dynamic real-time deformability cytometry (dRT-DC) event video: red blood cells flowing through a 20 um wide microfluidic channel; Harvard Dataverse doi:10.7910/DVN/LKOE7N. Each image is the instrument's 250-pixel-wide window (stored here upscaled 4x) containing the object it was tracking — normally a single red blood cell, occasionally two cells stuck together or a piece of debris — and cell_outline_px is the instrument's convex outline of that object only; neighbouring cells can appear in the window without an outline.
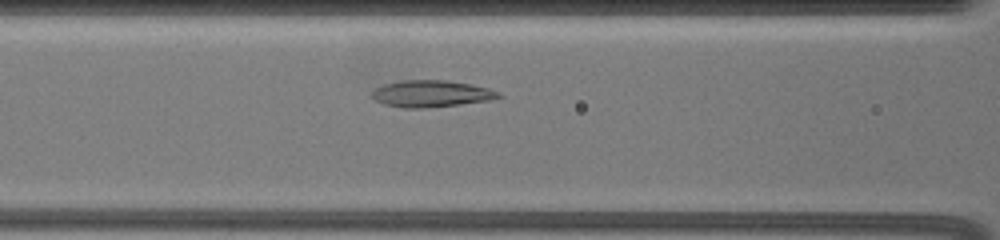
{"species": "common noctule bat (a hibernating species)", "species_latin": "Nyctalus noctula", "temperature_condition": "warm", "stored_images_in_passage": 34, "camera_frame_rate_fps": 3000, "um_per_image_px": 0.085, "animal": {"sex": "female", "body_mass_g": 19.5, "forearm_length_mm": 54.1}, "frame": {"image": 1, "passage_image": 16, "time_ms": 7.667, "image_size_px": [1000, 240], "cell_outline_px": [[504, 96], [488, 100], [460, 104], [424, 108], [404, 108], [384, 104], [368, 96], [376, 88], [384, 84], [400, 80], [444, 80], [468, 84], [488, 88], [500, 92]], "centroid_in_image_um": [36.62, 7.96], "position_along_channel_um": 130.0, "area_um2": 19.65}}
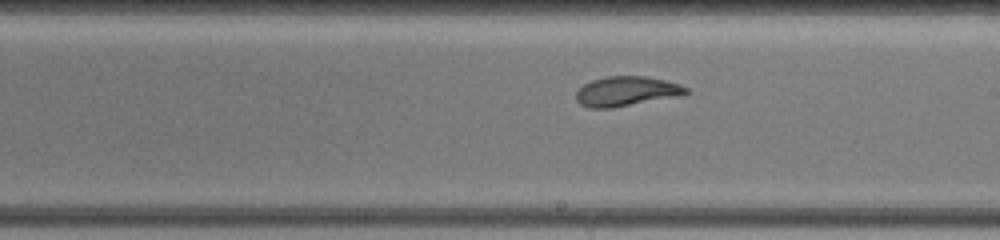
{"frame": {"image": 2, "passage_image": 25, "time_ms": 10.667, "image_size_px": [1000, 240], "cell_outline_px": [[688, 92], [680, 96], [612, 108], [588, 108], [580, 104], [576, 100], [576, 92], [584, 84], [592, 80], [608, 76], [644, 76], [664, 80], [680, 84], [688, 88]], "centroid_in_image_um": [53.24, 7.76], "position_along_channel_um": 235.8, "area_um2": 19.02}}
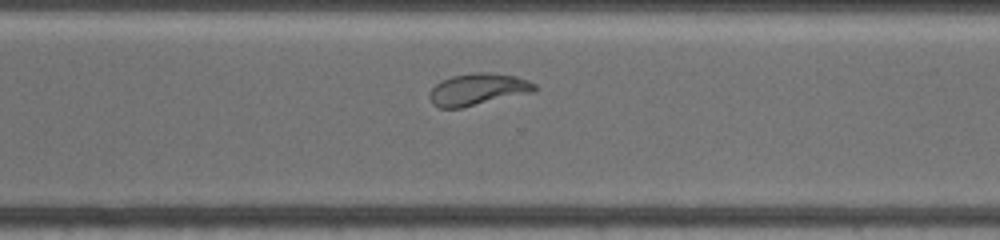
{"frame": {"image": 3, "passage_image": 33, "time_ms": 13.333, "image_size_px": [1000, 240], "cell_outline_px": [[540, 88], [536, 92], [460, 108], [440, 108], [432, 104], [428, 96], [428, 92], [440, 80], [452, 76], [472, 72], [488, 72], [516, 76], [528, 80], [536, 84]], "centroid_in_image_um": [40.64, 7.59], "position_along_channel_um": 330.0, "area_um2": 19.94}}